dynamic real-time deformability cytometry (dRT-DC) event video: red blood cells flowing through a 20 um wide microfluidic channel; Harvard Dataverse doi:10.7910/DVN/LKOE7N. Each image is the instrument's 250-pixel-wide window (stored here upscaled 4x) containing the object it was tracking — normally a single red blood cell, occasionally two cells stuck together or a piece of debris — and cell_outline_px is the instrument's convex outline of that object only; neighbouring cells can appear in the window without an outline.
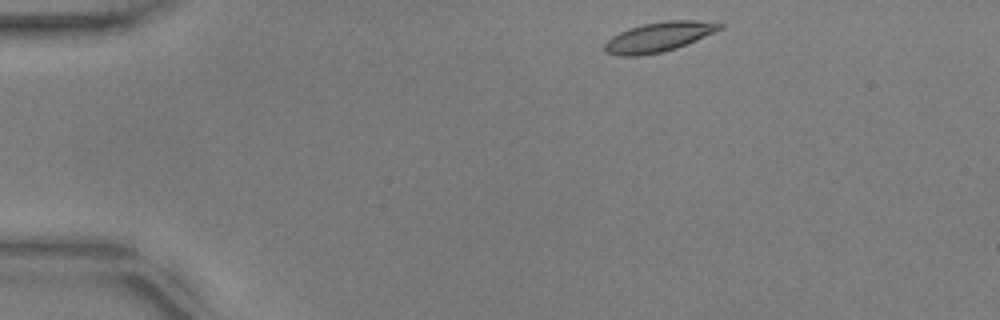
{"species": "common noctule bat (a hibernating species)", "species_latin": "Nyctalus noctula", "temperature_condition": "warm", "stored_images_in_passage": 36, "camera_frame_rate_fps": 3000, "um_per_image_px": 0.085, "animal": {"sex": "male", "body_mass_g": 17.9, "forearm_length_mm": 54.2}, "frame": {"image": 1, "passage_image": 1, "time_ms": 0.0, "image_size_px": [1000, 320], "cell_outline_px": [[724, 28], [696, 40], [676, 48], [664, 52], [640, 56], [620, 56], [604, 52], [604, 44], [612, 36], [628, 28], [644, 24], [668, 20], [696, 20], [724, 24]], "centroid_in_image_um": [55.98, 3.15], "position_along_channel_um": 29.0, "area_um2": 19.94}}
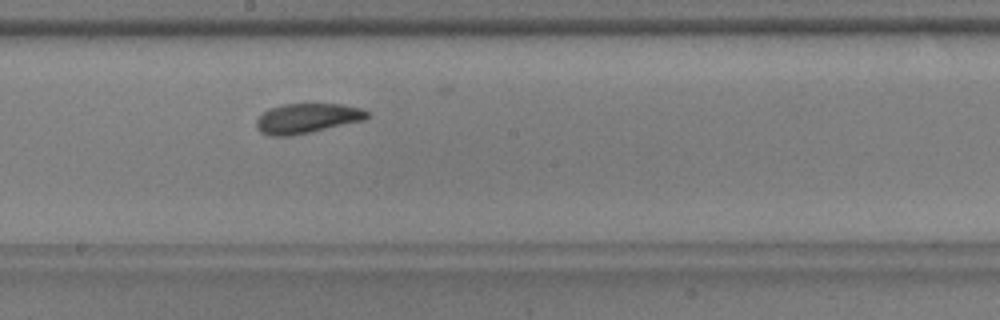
{"frame": {"image": 2, "passage_image": 22, "time_ms": 7.0, "image_size_px": [1000, 320], "cell_outline_px": [[372, 116], [364, 120], [308, 132], [288, 136], [272, 136], [260, 132], [256, 128], [256, 120], [268, 108], [284, 104], [344, 104], [360, 108], [368, 112]], "centroid_in_image_um": [26.1, 10.04], "position_along_channel_um": 222.1, "area_um2": 19.13}}
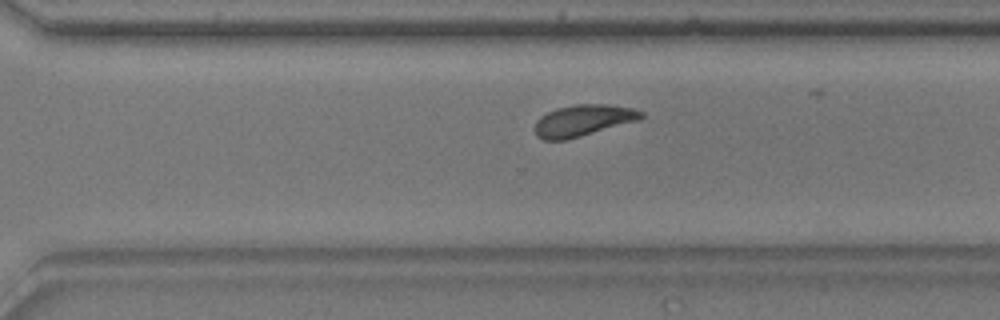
{"frame": {"image": 3, "passage_image": 30, "time_ms": 9.667, "image_size_px": [1000, 320], "cell_outline_px": [[644, 116], [640, 120], [580, 136], [564, 140], [544, 140], [536, 136], [532, 128], [536, 120], [540, 116], [556, 108], [576, 104], [608, 104], [632, 108], [644, 112]], "centroid_in_image_um": [49.53, 10.23], "position_along_channel_um": 321.1, "area_um2": 19.65}}